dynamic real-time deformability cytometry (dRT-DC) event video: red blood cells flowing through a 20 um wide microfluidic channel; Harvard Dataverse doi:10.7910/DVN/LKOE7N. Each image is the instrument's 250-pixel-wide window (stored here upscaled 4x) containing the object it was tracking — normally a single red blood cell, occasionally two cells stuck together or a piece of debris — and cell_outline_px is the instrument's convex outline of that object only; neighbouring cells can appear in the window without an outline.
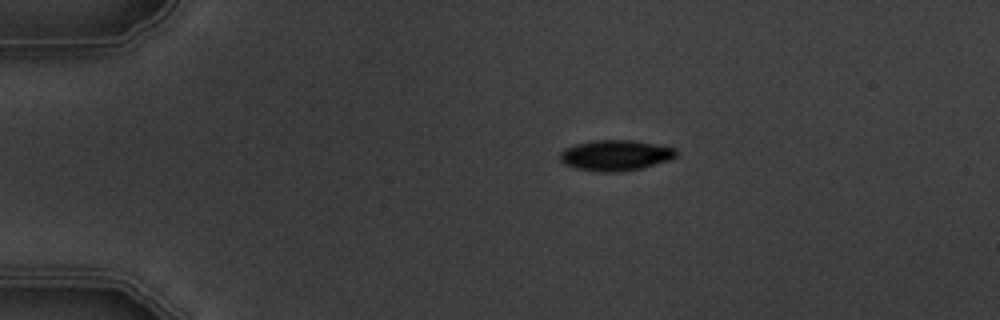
{"species": "common noctule bat (a hibernating species)", "species_latin": "Nyctalus noctula", "temperature_condition": "warm", "stored_images_in_passage": 4, "camera_frame_rate_fps": 3000, "um_per_image_px": 0.085, "animal": {"sex": "male", "body_mass_g": 19.5, "forearm_length_mm": 54.6}, "frame": {"image": 1, "passage_image": 1, "time_ms": 0.0, "image_size_px": [1000, 320], "cell_outline_px": [[676, 156], [668, 160], [640, 168], [620, 172], [600, 172], [576, 168], [564, 164], [560, 160], [560, 152], [564, 148], [572, 144], [592, 140], [636, 140], [676, 148]], "centroid_in_image_um": [52.27, 13.19], "position_along_channel_um": 32.7, "area_um2": 20.87}}
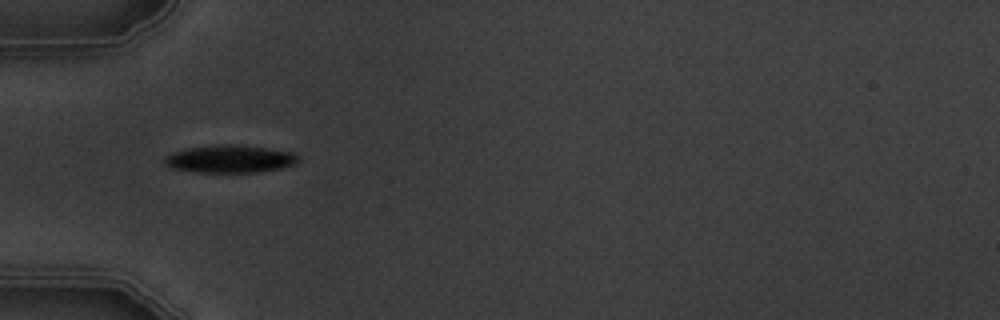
{"frame": {"image": 2, "passage_image": 3, "time_ms": 2.333, "image_size_px": [1000, 320], "cell_outline_px": [[300, 160], [296, 164], [280, 168], [256, 172], [196, 172], [168, 168], [164, 164], [164, 156], [172, 152], [188, 148], [212, 144], [240, 144], [268, 148], [292, 152], [300, 156]], "centroid_in_image_um": [19.52, 13.5], "position_along_channel_um": 65.5, "area_um2": 21.96}}
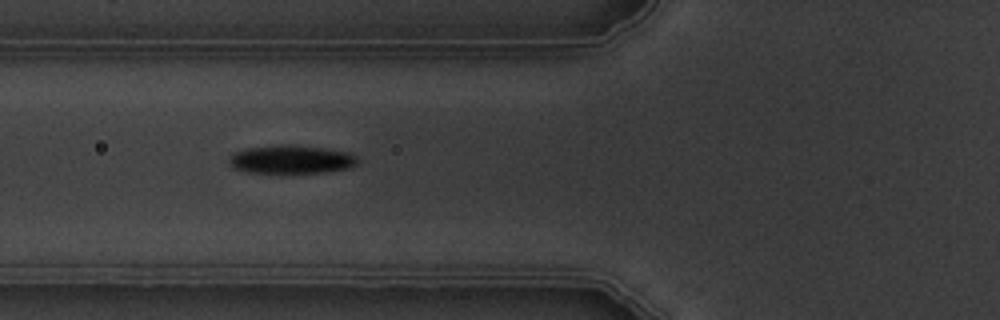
{"frame": {"image": 3, "passage_image": 4, "time_ms": 3.333, "image_size_px": [1000, 320], "cell_outline_px": [[360, 160], [356, 164], [348, 168], [324, 172], [248, 172], [232, 168], [228, 164], [228, 156], [236, 152], [248, 148], [276, 144], [296, 144], [324, 148], [348, 152], [356, 156]], "centroid_in_image_um": [24.73, 13.53], "position_along_channel_um": 101.1, "area_um2": 21.39}}